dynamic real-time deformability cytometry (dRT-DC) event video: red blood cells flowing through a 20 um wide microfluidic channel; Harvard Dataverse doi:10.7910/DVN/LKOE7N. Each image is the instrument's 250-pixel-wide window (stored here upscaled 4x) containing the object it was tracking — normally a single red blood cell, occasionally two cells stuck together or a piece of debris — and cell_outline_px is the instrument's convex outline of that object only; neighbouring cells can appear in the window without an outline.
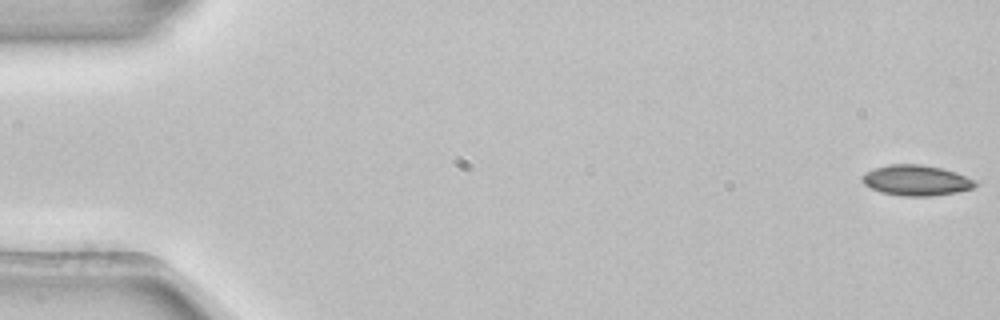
{"species": "common noctule bat (a hibernating species)", "species_latin": "Nyctalus noctula", "temperature_condition": "room temperature", "stored_images_in_passage": 52, "camera_frame_rate_fps": 3000, "um_per_image_px": 0.085, "animal": {"sex": "female", "body_mass_g": 22.7, "forearm_length_mm": 54.2}, "frame": {"image": 1, "passage_image": 1, "time_ms": 0.0, "image_size_px": [1000, 320], "cell_outline_px": [[980, 184], [972, 188], [956, 192], [932, 196], [904, 196], [880, 192], [864, 184], [860, 176], [864, 172], [872, 168], [888, 164], [920, 164], [940, 168], [956, 172], [976, 180]], "centroid_in_image_um": [77.86, 15.32], "position_along_channel_um": 7.1, "area_um2": 20.29}}
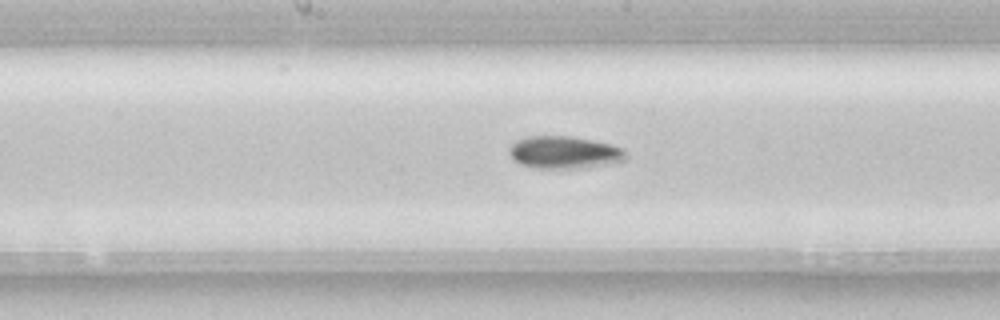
{"frame": {"image": 2, "passage_image": 28, "time_ms": 9.0, "image_size_px": [1000, 320], "cell_outline_px": [[624, 160], [584, 168], [532, 168], [520, 164], [512, 160], [508, 152], [508, 148], [516, 140], [528, 136], [572, 136], [612, 144], [624, 148]], "centroid_in_image_um": [47.89, 12.95], "position_along_channel_um": 200.3, "area_um2": 22.14}}
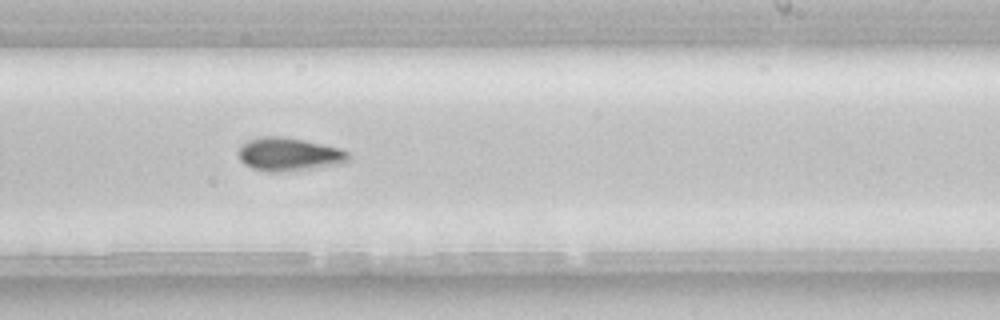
{"frame": {"image": 3, "passage_image": 33, "time_ms": 10.667, "image_size_px": [1000, 320], "cell_outline_px": [[348, 164], [296, 172], [268, 172], [252, 168], [244, 164], [240, 160], [240, 148], [248, 140], [260, 136], [284, 136], [304, 140], [340, 148], [348, 152]], "centroid_in_image_um": [24.64, 13.15], "position_along_channel_um": 264.4, "area_um2": 21.91}}